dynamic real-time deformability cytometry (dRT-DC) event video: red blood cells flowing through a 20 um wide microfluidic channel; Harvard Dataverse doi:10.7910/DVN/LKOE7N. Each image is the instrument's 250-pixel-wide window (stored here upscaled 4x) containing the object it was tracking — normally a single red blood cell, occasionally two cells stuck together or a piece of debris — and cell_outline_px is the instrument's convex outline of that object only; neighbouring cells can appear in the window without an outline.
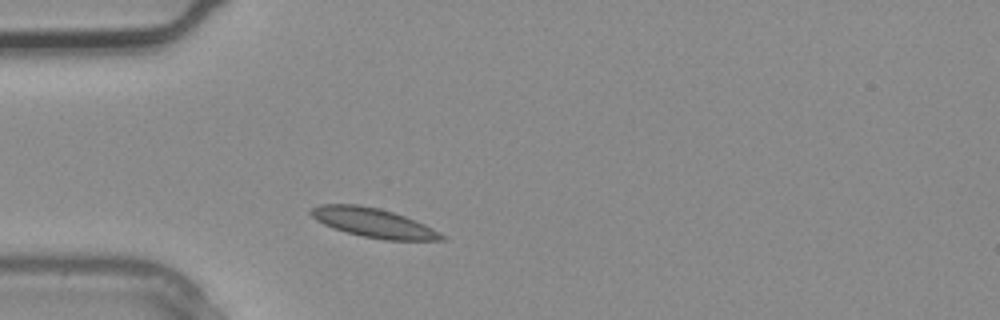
{"species": "common noctule bat (a hibernating species)", "species_latin": "Nyctalus noctula", "temperature_condition": "warm", "stored_images_in_passage": 1, "camera_frame_rate_fps": 3000, "um_per_image_px": 0.085, "animal": {"sex": "male", "body_mass_g": 20.4}, "frame": {"image": 1, "passage_image": 1, "time_ms": 0.0, "image_size_px": [1000, 320], "cell_outline_px": [[444, 240], [384, 240], [364, 236], [332, 228], [316, 220], [308, 212], [308, 208], [320, 204], [356, 204], [380, 208], [404, 216], [424, 224], [432, 228], [444, 236]], "centroid_in_image_um": [31.67, 18.92], "position_along_channel_um": 53.3, "area_um2": 22.08}}